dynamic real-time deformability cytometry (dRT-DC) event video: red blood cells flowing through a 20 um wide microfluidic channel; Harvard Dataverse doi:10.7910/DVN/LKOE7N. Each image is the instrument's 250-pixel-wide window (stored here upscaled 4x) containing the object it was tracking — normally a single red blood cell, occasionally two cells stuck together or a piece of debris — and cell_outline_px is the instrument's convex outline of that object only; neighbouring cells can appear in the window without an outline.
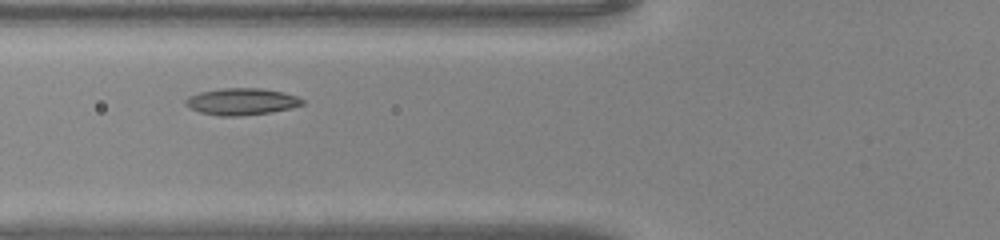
{"species": "common noctule bat (a hibernating species)", "species_latin": "Nyctalus noctula", "temperature_condition": "warm", "stored_images_in_passage": 29, "camera_frame_rate_fps": 3000, "um_per_image_px": 0.085, "animal": {"sex": "male", "body_mass_g": 20.0, "forearm_length_mm": 53.3}, "frame": {"image": 1, "passage_image": 3, "time_ms": 0.667, "image_size_px": [1000, 240], "cell_outline_px": [[296, 104], [284, 108], [260, 112], [208, 112], [200, 108], [212, 92], [276, 92], [288, 96], [296, 100]], "centroid_in_image_um": [20.95, 8.67], "position_along_channel_um": 104.8, "area_um2": 11.68}}
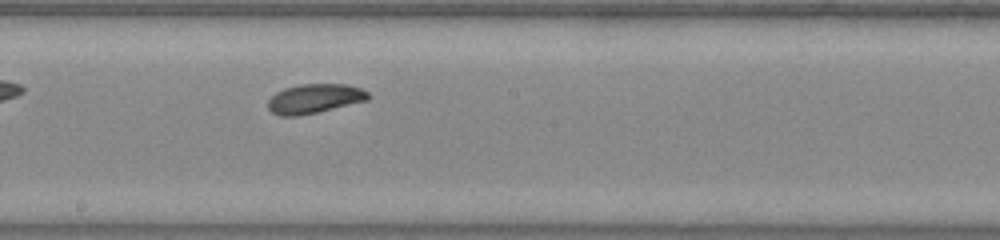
{"frame": {"image": 2, "passage_image": 11, "time_ms": 3.333, "image_size_px": [1000, 240], "cell_outline_px": [[368, 96], [356, 100], [312, 112], [276, 112], [272, 108], [272, 100], [276, 96], [292, 88], [328, 84], [356, 88], [364, 92]], "centroid_in_image_um": [26.78, 8.34], "position_along_channel_um": 221.4, "area_um2": 13.35}}
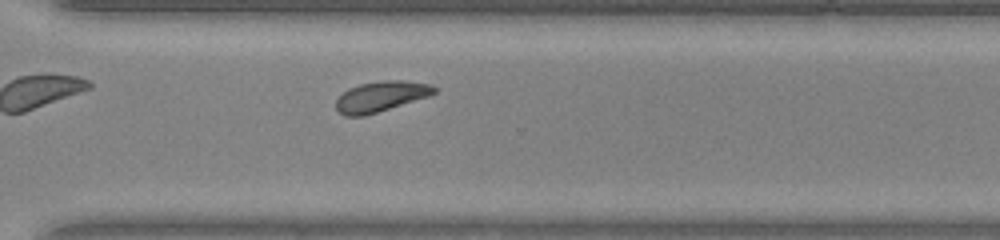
{"frame": {"image": 3, "passage_image": 19, "time_ms": 6.0, "image_size_px": [1000, 240], "cell_outline_px": [[432, 92], [372, 112], [344, 112], [336, 104], [340, 96], [356, 88], [368, 84], [420, 84], [432, 88]], "centroid_in_image_um": [32.26, 8.21], "position_along_channel_um": 338.3, "area_um2": 13.12}}